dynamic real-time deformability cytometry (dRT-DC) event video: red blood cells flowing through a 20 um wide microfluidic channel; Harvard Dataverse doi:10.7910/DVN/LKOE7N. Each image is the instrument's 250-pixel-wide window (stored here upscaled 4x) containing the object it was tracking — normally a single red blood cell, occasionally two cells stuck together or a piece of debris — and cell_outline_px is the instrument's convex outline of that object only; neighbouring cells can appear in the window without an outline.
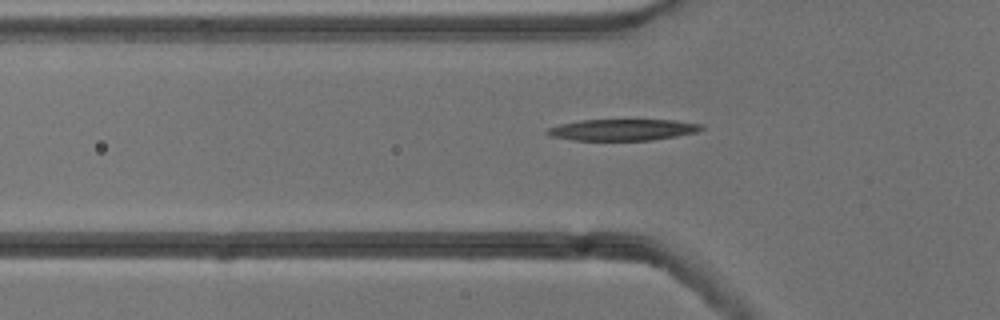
{"species": "common noctule bat (a hibernating species)", "species_latin": "Nyctalus noctula", "temperature_condition": "cold", "stored_images_in_passage": 41, "segment_of_instrument_passage": [1, 2], "camera_frame_rate_fps": 3000, "um_per_image_px": 0.085, "animal": {"sex": "male", "body_mass_g": 13.3}, "frame": {"image": 1, "passage_image": 3, "time_ms": 0.667, "image_size_px": [1000, 320], "cell_outline_px": [[704, 128], [696, 132], [676, 136], [652, 140], [572, 140], [552, 136], [544, 132], [548, 128], [560, 124], [580, 120], [676, 120], [700, 124]], "centroid_in_image_um": [52.91, 11.03], "position_along_channel_um": 72.9, "area_um2": 19.07}}
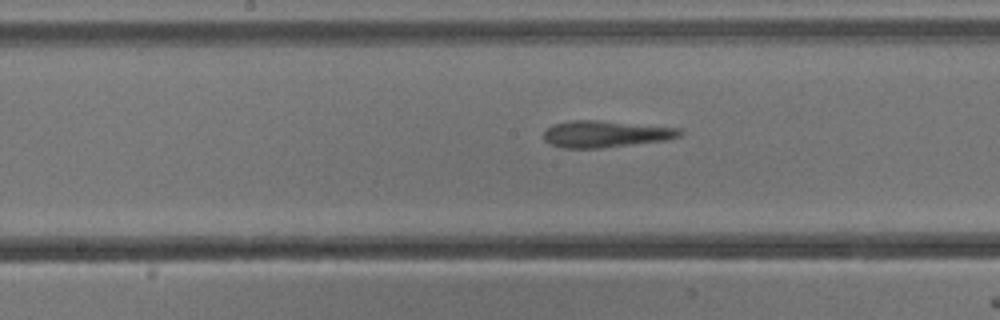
{"frame": {"image": 2, "passage_image": 13, "time_ms": 4.0, "image_size_px": [1000, 320], "cell_outline_px": [[684, 132], [680, 136], [668, 140], [600, 148], [564, 148], [552, 144], [544, 140], [544, 132], [552, 124], [572, 120], [600, 120], [680, 128]], "centroid_in_image_um": [51.5, 11.38], "position_along_channel_um": 196.7, "area_um2": 21.21}}
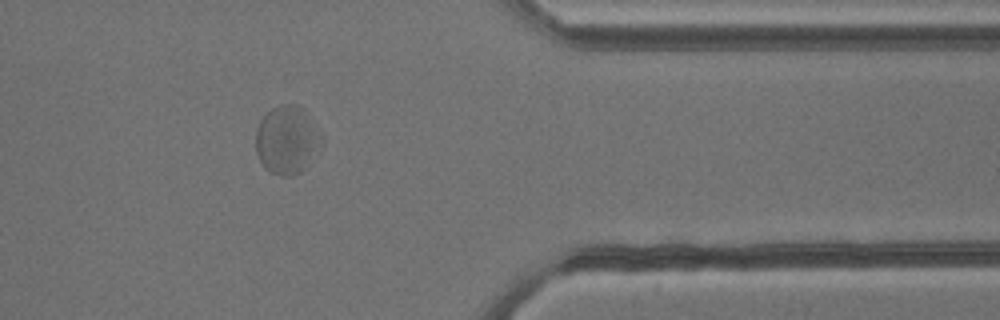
{"frame": {"image": 3, "passage_image": 30, "time_ms": 9.667, "image_size_px": [1000, 320], "cell_outline_px": [[316, 140], [300, 168], [292, 176], [284, 176], [272, 172], [260, 160], [256, 152], [256, 132], [260, 120], [272, 108], [280, 104], [296, 104], [304, 108]], "centroid_in_image_um": [24.18, 11.82], "position_along_channel_um": 387.2, "area_um2": 23.35}}